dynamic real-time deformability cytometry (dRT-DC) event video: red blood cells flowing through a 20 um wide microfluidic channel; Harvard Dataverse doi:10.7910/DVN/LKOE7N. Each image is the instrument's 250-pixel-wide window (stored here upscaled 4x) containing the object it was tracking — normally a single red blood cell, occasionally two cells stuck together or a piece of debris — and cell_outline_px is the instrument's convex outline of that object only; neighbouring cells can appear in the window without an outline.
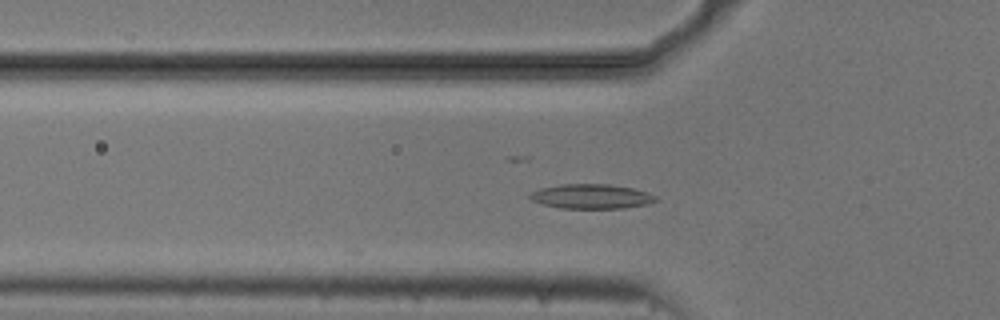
{"species": "common noctule bat (a hibernating species)", "species_latin": "Nyctalus noctula", "temperature_condition": "cold", "stored_images_in_passage": 40, "camera_frame_rate_fps": 3000, "um_per_image_px": 0.085, "animal": {"sex": "male", "body_mass_g": 20.5, "forearm_length_mm": 52.5}, "frame": {"image": 1, "passage_image": 3, "time_ms": 0.667, "image_size_px": [1000, 320], "cell_outline_px": [[660, 200], [648, 204], [624, 208], [560, 208], [544, 204], [532, 200], [528, 196], [532, 192], [540, 188], [560, 184], [608, 184], [632, 188], [648, 192], [656, 196]], "centroid_in_image_um": [50.31, 16.69], "position_along_channel_um": 75.5, "area_um2": 18.03}}
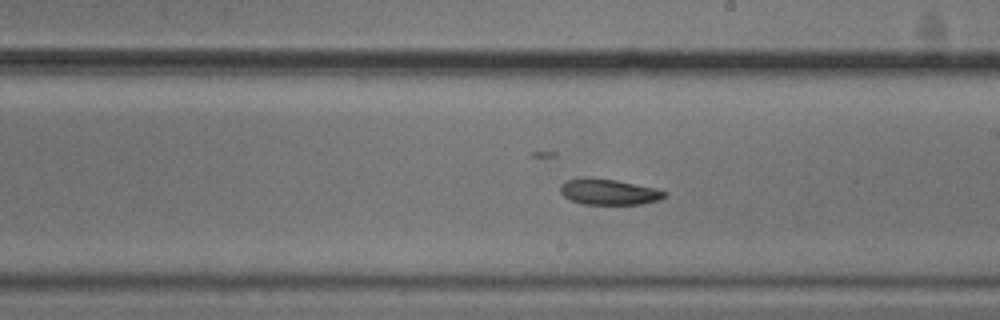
{"frame": {"image": 2, "passage_image": 16, "time_ms": 5.0, "image_size_px": [1000, 320], "cell_outline_px": [[668, 196], [660, 200], [640, 204], [584, 204], [572, 200], [564, 196], [560, 192], [560, 188], [564, 180], [616, 180], [652, 188], [668, 192]], "centroid_in_image_um": [51.82, 16.35], "position_along_channel_um": 237.2, "area_um2": 14.97}}
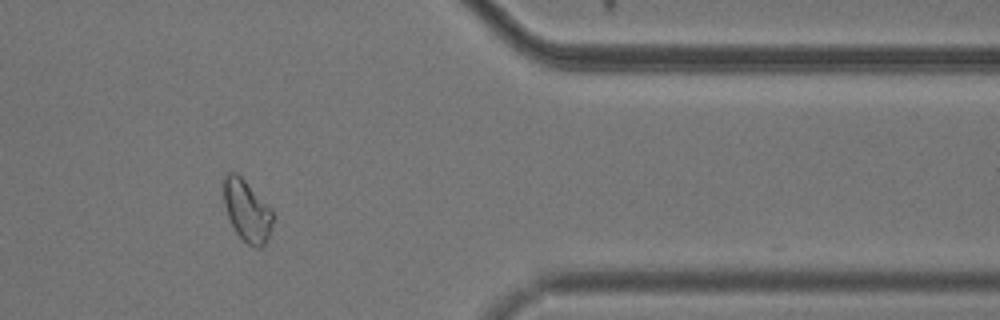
{"frame": {"image": 3, "passage_image": 30, "time_ms": 9.667, "image_size_px": [1000, 320], "cell_outline_px": [[276, 216], [268, 236], [264, 244], [260, 248], [256, 248], [248, 244], [236, 232], [228, 216], [224, 204], [224, 176], [228, 172], [236, 172], [272, 208]], "centroid_in_image_um": [21.03, 17.91], "position_along_channel_um": 390.4, "area_um2": 17.63}}